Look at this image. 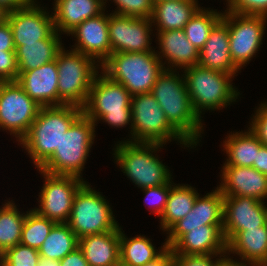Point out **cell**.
<instances>
[{
  "label": "cell",
  "mask_w": 267,
  "mask_h": 266,
  "mask_svg": "<svg viewBox=\"0 0 267 266\" xmlns=\"http://www.w3.org/2000/svg\"><path fill=\"white\" fill-rule=\"evenodd\" d=\"M179 72L164 69L154 83L151 93L170 125L196 148L204 131V123L202 124V119L193 109L184 74L180 75Z\"/></svg>",
  "instance_id": "1"
},
{
  "label": "cell",
  "mask_w": 267,
  "mask_h": 266,
  "mask_svg": "<svg viewBox=\"0 0 267 266\" xmlns=\"http://www.w3.org/2000/svg\"><path fill=\"white\" fill-rule=\"evenodd\" d=\"M82 114V108L76 105L41 107L19 145L25 148L27 155L39 169L59 147L63 134Z\"/></svg>",
  "instance_id": "2"
},
{
  "label": "cell",
  "mask_w": 267,
  "mask_h": 266,
  "mask_svg": "<svg viewBox=\"0 0 267 266\" xmlns=\"http://www.w3.org/2000/svg\"><path fill=\"white\" fill-rule=\"evenodd\" d=\"M114 157L117 166L138 188L145 189L172 182L168 166L160 161L155 153L165 144L118 141Z\"/></svg>",
  "instance_id": "3"
},
{
  "label": "cell",
  "mask_w": 267,
  "mask_h": 266,
  "mask_svg": "<svg viewBox=\"0 0 267 266\" xmlns=\"http://www.w3.org/2000/svg\"><path fill=\"white\" fill-rule=\"evenodd\" d=\"M95 127V122L82 113L63 134L53 155L37 170L84 179L81 171L94 144Z\"/></svg>",
  "instance_id": "4"
},
{
  "label": "cell",
  "mask_w": 267,
  "mask_h": 266,
  "mask_svg": "<svg viewBox=\"0 0 267 266\" xmlns=\"http://www.w3.org/2000/svg\"><path fill=\"white\" fill-rule=\"evenodd\" d=\"M164 69L155 51L112 53L101 65V71L132 96L150 93Z\"/></svg>",
  "instance_id": "5"
},
{
  "label": "cell",
  "mask_w": 267,
  "mask_h": 266,
  "mask_svg": "<svg viewBox=\"0 0 267 266\" xmlns=\"http://www.w3.org/2000/svg\"><path fill=\"white\" fill-rule=\"evenodd\" d=\"M131 98L132 95L121 83L111 80L101 71L93 81L82 113L96 126L101 120L114 128H123L131 123V133Z\"/></svg>",
  "instance_id": "6"
},
{
  "label": "cell",
  "mask_w": 267,
  "mask_h": 266,
  "mask_svg": "<svg viewBox=\"0 0 267 266\" xmlns=\"http://www.w3.org/2000/svg\"><path fill=\"white\" fill-rule=\"evenodd\" d=\"M184 71V72H183ZM193 109L200 118L202 111L227 108L239 99L240 92L233 86L234 76L194 65L182 70Z\"/></svg>",
  "instance_id": "7"
},
{
  "label": "cell",
  "mask_w": 267,
  "mask_h": 266,
  "mask_svg": "<svg viewBox=\"0 0 267 266\" xmlns=\"http://www.w3.org/2000/svg\"><path fill=\"white\" fill-rule=\"evenodd\" d=\"M64 47L56 56L59 106L82 108L101 66L92 58L72 49L66 51Z\"/></svg>",
  "instance_id": "8"
},
{
  "label": "cell",
  "mask_w": 267,
  "mask_h": 266,
  "mask_svg": "<svg viewBox=\"0 0 267 266\" xmlns=\"http://www.w3.org/2000/svg\"><path fill=\"white\" fill-rule=\"evenodd\" d=\"M132 131L129 142L161 143L176 140L181 147H193L170 125L165 113L150 93L137 94L131 98Z\"/></svg>",
  "instance_id": "9"
},
{
  "label": "cell",
  "mask_w": 267,
  "mask_h": 266,
  "mask_svg": "<svg viewBox=\"0 0 267 266\" xmlns=\"http://www.w3.org/2000/svg\"><path fill=\"white\" fill-rule=\"evenodd\" d=\"M100 193L85 182L74 196L67 224L79 239L120 229L109 202Z\"/></svg>",
  "instance_id": "10"
},
{
  "label": "cell",
  "mask_w": 267,
  "mask_h": 266,
  "mask_svg": "<svg viewBox=\"0 0 267 266\" xmlns=\"http://www.w3.org/2000/svg\"><path fill=\"white\" fill-rule=\"evenodd\" d=\"M41 107L17 81L0 82V129L9 131L18 143L28 132Z\"/></svg>",
  "instance_id": "11"
},
{
  "label": "cell",
  "mask_w": 267,
  "mask_h": 266,
  "mask_svg": "<svg viewBox=\"0 0 267 266\" xmlns=\"http://www.w3.org/2000/svg\"><path fill=\"white\" fill-rule=\"evenodd\" d=\"M222 12V19L228 24L230 55L241 70L261 48L267 17Z\"/></svg>",
  "instance_id": "12"
},
{
  "label": "cell",
  "mask_w": 267,
  "mask_h": 266,
  "mask_svg": "<svg viewBox=\"0 0 267 266\" xmlns=\"http://www.w3.org/2000/svg\"><path fill=\"white\" fill-rule=\"evenodd\" d=\"M44 184L39 193V206L32 208L40 216L56 224L67 223L76 192L86 182L75 176L53 175L39 170Z\"/></svg>",
  "instance_id": "13"
},
{
  "label": "cell",
  "mask_w": 267,
  "mask_h": 266,
  "mask_svg": "<svg viewBox=\"0 0 267 266\" xmlns=\"http://www.w3.org/2000/svg\"><path fill=\"white\" fill-rule=\"evenodd\" d=\"M152 22L147 18H133L108 14V33L111 54L117 52L155 51L151 47Z\"/></svg>",
  "instance_id": "14"
},
{
  "label": "cell",
  "mask_w": 267,
  "mask_h": 266,
  "mask_svg": "<svg viewBox=\"0 0 267 266\" xmlns=\"http://www.w3.org/2000/svg\"><path fill=\"white\" fill-rule=\"evenodd\" d=\"M223 213L224 196L217 187L204 197L198 195L192 210L167 231V247L171 248L184 234L198 227L223 225Z\"/></svg>",
  "instance_id": "15"
},
{
  "label": "cell",
  "mask_w": 267,
  "mask_h": 266,
  "mask_svg": "<svg viewBox=\"0 0 267 266\" xmlns=\"http://www.w3.org/2000/svg\"><path fill=\"white\" fill-rule=\"evenodd\" d=\"M37 3L8 12L7 21L13 33L15 48L24 43H37L46 39L54 30L52 12Z\"/></svg>",
  "instance_id": "16"
},
{
  "label": "cell",
  "mask_w": 267,
  "mask_h": 266,
  "mask_svg": "<svg viewBox=\"0 0 267 266\" xmlns=\"http://www.w3.org/2000/svg\"><path fill=\"white\" fill-rule=\"evenodd\" d=\"M265 202L247 196H224L223 234L228 242L238 231L267 223Z\"/></svg>",
  "instance_id": "17"
},
{
  "label": "cell",
  "mask_w": 267,
  "mask_h": 266,
  "mask_svg": "<svg viewBox=\"0 0 267 266\" xmlns=\"http://www.w3.org/2000/svg\"><path fill=\"white\" fill-rule=\"evenodd\" d=\"M105 13L104 10L100 15L86 19L67 34L76 38L72 50L92 58L100 66L111 55L108 13Z\"/></svg>",
  "instance_id": "18"
},
{
  "label": "cell",
  "mask_w": 267,
  "mask_h": 266,
  "mask_svg": "<svg viewBox=\"0 0 267 266\" xmlns=\"http://www.w3.org/2000/svg\"><path fill=\"white\" fill-rule=\"evenodd\" d=\"M221 183L217 188L223 196H247L263 201L267 199V176L254 167H222Z\"/></svg>",
  "instance_id": "19"
},
{
  "label": "cell",
  "mask_w": 267,
  "mask_h": 266,
  "mask_svg": "<svg viewBox=\"0 0 267 266\" xmlns=\"http://www.w3.org/2000/svg\"><path fill=\"white\" fill-rule=\"evenodd\" d=\"M156 33L160 51L156 50L155 53L165 69L182 71V69L198 65L199 51L187 39L183 29L157 31Z\"/></svg>",
  "instance_id": "20"
},
{
  "label": "cell",
  "mask_w": 267,
  "mask_h": 266,
  "mask_svg": "<svg viewBox=\"0 0 267 266\" xmlns=\"http://www.w3.org/2000/svg\"><path fill=\"white\" fill-rule=\"evenodd\" d=\"M17 83L42 107L59 106L56 60L18 75Z\"/></svg>",
  "instance_id": "21"
},
{
  "label": "cell",
  "mask_w": 267,
  "mask_h": 266,
  "mask_svg": "<svg viewBox=\"0 0 267 266\" xmlns=\"http://www.w3.org/2000/svg\"><path fill=\"white\" fill-rule=\"evenodd\" d=\"M198 65L237 76L239 69L234 65L229 49L228 24L221 19L211 30L203 48L199 51Z\"/></svg>",
  "instance_id": "22"
},
{
  "label": "cell",
  "mask_w": 267,
  "mask_h": 266,
  "mask_svg": "<svg viewBox=\"0 0 267 266\" xmlns=\"http://www.w3.org/2000/svg\"><path fill=\"white\" fill-rule=\"evenodd\" d=\"M174 254H227L223 225H204L184 234L172 247Z\"/></svg>",
  "instance_id": "23"
},
{
  "label": "cell",
  "mask_w": 267,
  "mask_h": 266,
  "mask_svg": "<svg viewBox=\"0 0 267 266\" xmlns=\"http://www.w3.org/2000/svg\"><path fill=\"white\" fill-rule=\"evenodd\" d=\"M237 254L239 262L248 265H267V223L259 228L238 231L227 242V255Z\"/></svg>",
  "instance_id": "24"
},
{
  "label": "cell",
  "mask_w": 267,
  "mask_h": 266,
  "mask_svg": "<svg viewBox=\"0 0 267 266\" xmlns=\"http://www.w3.org/2000/svg\"><path fill=\"white\" fill-rule=\"evenodd\" d=\"M54 28L59 34H68L88 18L100 15L104 10L102 0H54Z\"/></svg>",
  "instance_id": "25"
},
{
  "label": "cell",
  "mask_w": 267,
  "mask_h": 266,
  "mask_svg": "<svg viewBox=\"0 0 267 266\" xmlns=\"http://www.w3.org/2000/svg\"><path fill=\"white\" fill-rule=\"evenodd\" d=\"M79 248L90 266H109L120 261V229L79 239Z\"/></svg>",
  "instance_id": "26"
},
{
  "label": "cell",
  "mask_w": 267,
  "mask_h": 266,
  "mask_svg": "<svg viewBox=\"0 0 267 266\" xmlns=\"http://www.w3.org/2000/svg\"><path fill=\"white\" fill-rule=\"evenodd\" d=\"M198 0L153 1L152 26L156 31L180 30L201 8Z\"/></svg>",
  "instance_id": "27"
},
{
  "label": "cell",
  "mask_w": 267,
  "mask_h": 266,
  "mask_svg": "<svg viewBox=\"0 0 267 266\" xmlns=\"http://www.w3.org/2000/svg\"><path fill=\"white\" fill-rule=\"evenodd\" d=\"M60 35L54 30L46 39L39 40L37 43H24L17 46L15 55L19 74L56 60L58 52L64 45Z\"/></svg>",
  "instance_id": "28"
},
{
  "label": "cell",
  "mask_w": 267,
  "mask_h": 266,
  "mask_svg": "<svg viewBox=\"0 0 267 266\" xmlns=\"http://www.w3.org/2000/svg\"><path fill=\"white\" fill-rule=\"evenodd\" d=\"M227 154L226 166L253 167L257 151L263 146L258 137L248 127L246 131L229 133L222 144Z\"/></svg>",
  "instance_id": "29"
},
{
  "label": "cell",
  "mask_w": 267,
  "mask_h": 266,
  "mask_svg": "<svg viewBox=\"0 0 267 266\" xmlns=\"http://www.w3.org/2000/svg\"><path fill=\"white\" fill-rule=\"evenodd\" d=\"M122 230L120 226V261L125 266H144L157 259L168 248L167 244L163 243L157 250L145 235L128 238Z\"/></svg>",
  "instance_id": "30"
},
{
  "label": "cell",
  "mask_w": 267,
  "mask_h": 266,
  "mask_svg": "<svg viewBox=\"0 0 267 266\" xmlns=\"http://www.w3.org/2000/svg\"><path fill=\"white\" fill-rule=\"evenodd\" d=\"M199 193L188 184H174L169 192L165 210L160 217V229L167 232L193 208Z\"/></svg>",
  "instance_id": "31"
},
{
  "label": "cell",
  "mask_w": 267,
  "mask_h": 266,
  "mask_svg": "<svg viewBox=\"0 0 267 266\" xmlns=\"http://www.w3.org/2000/svg\"><path fill=\"white\" fill-rule=\"evenodd\" d=\"M79 247V238L67 223L53 226L49 235L38 249L40 257L62 260L67 254Z\"/></svg>",
  "instance_id": "32"
},
{
  "label": "cell",
  "mask_w": 267,
  "mask_h": 266,
  "mask_svg": "<svg viewBox=\"0 0 267 266\" xmlns=\"http://www.w3.org/2000/svg\"><path fill=\"white\" fill-rule=\"evenodd\" d=\"M0 206V255L7 249L20 244L22 226L26 213L18 211L13 200Z\"/></svg>",
  "instance_id": "33"
},
{
  "label": "cell",
  "mask_w": 267,
  "mask_h": 266,
  "mask_svg": "<svg viewBox=\"0 0 267 266\" xmlns=\"http://www.w3.org/2000/svg\"><path fill=\"white\" fill-rule=\"evenodd\" d=\"M223 13L217 9L201 7L184 26L187 39L200 51L213 27L222 19Z\"/></svg>",
  "instance_id": "34"
},
{
  "label": "cell",
  "mask_w": 267,
  "mask_h": 266,
  "mask_svg": "<svg viewBox=\"0 0 267 266\" xmlns=\"http://www.w3.org/2000/svg\"><path fill=\"white\" fill-rule=\"evenodd\" d=\"M56 223L40 216L35 210L26 211L20 244L39 249Z\"/></svg>",
  "instance_id": "35"
},
{
  "label": "cell",
  "mask_w": 267,
  "mask_h": 266,
  "mask_svg": "<svg viewBox=\"0 0 267 266\" xmlns=\"http://www.w3.org/2000/svg\"><path fill=\"white\" fill-rule=\"evenodd\" d=\"M39 258L37 249L17 244L0 255V266H37Z\"/></svg>",
  "instance_id": "36"
},
{
  "label": "cell",
  "mask_w": 267,
  "mask_h": 266,
  "mask_svg": "<svg viewBox=\"0 0 267 266\" xmlns=\"http://www.w3.org/2000/svg\"><path fill=\"white\" fill-rule=\"evenodd\" d=\"M105 0L104 8L106 10L107 2ZM111 1V0H110ZM116 4L114 14L150 19L153 13V0H113Z\"/></svg>",
  "instance_id": "37"
},
{
  "label": "cell",
  "mask_w": 267,
  "mask_h": 266,
  "mask_svg": "<svg viewBox=\"0 0 267 266\" xmlns=\"http://www.w3.org/2000/svg\"><path fill=\"white\" fill-rule=\"evenodd\" d=\"M174 184L175 183L172 181L171 183H167L165 185L142 189L143 193L146 195L144 198L146 200L145 203L148 201L146 204L151 205L148 207H152L151 212L156 214L155 216H162L166 207L170 189Z\"/></svg>",
  "instance_id": "38"
},
{
  "label": "cell",
  "mask_w": 267,
  "mask_h": 266,
  "mask_svg": "<svg viewBox=\"0 0 267 266\" xmlns=\"http://www.w3.org/2000/svg\"><path fill=\"white\" fill-rule=\"evenodd\" d=\"M228 12L267 17V0H225Z\"/></svg>",
  "instance_id": "39"
},
{
  "label": "cell",
  "mask_w": 267,
  "mask_h": 266,
  "mask_svg": "<svg viewBox=\"0 0 267 266\" xmlns=\"http://www.w3.org/2000/svg\"><path fill=\"white\" fill-rule=\"evenodd\" d=\"M226 255L227 254L184 255L173 253V266H217Z\"/></svg>",
  "instance_id": "40"
},
{
  "label": "cell",
  "mask_w": 267,
  "mask_h": 266,
  "mask_svg": "<svg viewBox=\"0 0 267 266\" xmlns=\"http://www.w3.org/2000/svg\"><path fill=\"white\" fill-rule=\"evenodd\" d=\"M18 75L15 51L0 50V82L16 81Z\"/></svg>",
  "instance_id": "41"
},
{
  "label": "cell",
  "mask_w": 267,
  "mask_h": 266,
  "mask_svg": "<svg viewBox=\"0 0 267 266\" xmlns=\"http://www.w3.org/2000/svg\"><path fill=\"white\" fill-rule=\"evenodd\" d=\"M249 124L251 131L264 146H267V101L259 104Z\"/></svg>",
  "instance_id": "42"
},
{
  "label": "cell",
  "mask_w": 267,
  "mask_h": 266,
  "mask_svg": "<svg viewBox=\"0 0 267 266\" xmlns=\"http://www.w3.org/2000/svg\"><path fill=\"white\" fill-rule=\"evenodd\" d=\"M0 50L15 51L13 33L7 20L0 23Z\"/></svg>",
  "instance_id": "43"
},
{
  "label": "cell",
  "mask_w": 267,
  "mask_h": 266,
  "mask_svg": "<svg viewBox=\"0 0 267 266\" xmlns=\"http://www.w3.org/2000/svg\"><path fill=\"white\" fill-rule=\"evenodd\" d=\"M60 266H90L85 259L81 249L78 247L69 254H67L62 260H60Z\"/></svg>",
  "instance_id": "44"
},
{
  "label": "cell",
  "mask_w": 267,
  "mask_h": 266,
  "mask_svg": "<svg viewBox=\"0 0 267 266\" xmlns=\"http://www.w3.org/2000/svg\"><path fill=\"white\" fill-rule=\"evenodd\" d=\"M253 167L267 176V146H262L257 151L256 161L253 162Z\"/></svg>",
  "instance_id": "45"
},
{
  "label": "cell",
  "mask_w": 267,
  "mask_h": 266,
  "mask_svg": "<svg viewBox=\"0 0 267 266\" xmlns=\"http://www.w3.org/2000/svg\"><path fill=\"white\" fill-rule=\"evenodd\" d=\"M144 266H173V252L167 248L157 259Z\"/></svg>",
  "instance_id": "46"
},
{
  "label": "cell",
  "mask_w": 267,
  "mask_h": 266,
  "mask_svg": "<svg viewBox=\"0 0 267 266\" xmlns=\"http://www.w3.org/2000/svg\"><path fill=\"white\" fill-rule=\"evenodd\" d=\"M29 0H0V6L7 12L15 11L30 4Z\"/></svg>",
  "instance_id": "47"
},
{
  "label": "cell",
  "mask_w": 267,
  "mask_h": 266,
  "mask_svg": "<svg viewBox=\"0 0 267 266\" xmlns=\"http://www.w3.org/2000/svg\"><path fill=\"white\" fill-rule=\"evenodd\" d=\"M232 258V259H231ZM217 266H245L239 262V260L233 259L230 255H226L218 264Z\"/></svg>",
  "instance_id": "48"
},
{
  "label": "cell",
  "mask_w": 267,
  "mask_h": 266,
  "mask_svg": "<svg viewBox=\"0 0 267 266\" xmlns=\"http://www.w3.org/2000/svg\"><path fill=\"white\" fill-rule=\"evenodd\" d=\"M37 266H60V260L40 257Z\"/></svg>",
  "instance_id": "49"
},
{
  "label": "cell",
  "mask_w": 267,
  "mask_h": 266,
  "mask_svg": "<svg viewBox=\"0 0 267 266\" xmlns=\"http://www.w3.org/2000/svg\"><path fill=\"white\" fill-rule=\"evenodd\" d=\"M8 12L0 6V23L7 19Z\"/></svg>",
  "instance_id": "50"
},
{
  "label": "cell",
  "mask_w": 267,
  "mask_h": 266,
  "mask_svg": "<svg viewBox=\"0 0 267 266\" xmlns=\"http://www.w3.org/2000/svg\"><path fill=\"white\" fill-rule=\"evenodd\" d=\"M109 266H125L121 261L115 263V264H112V265H109Z\"/></svg>",
  "instance_id": "51"
},
{
  "label": "cell",
  "mask_w": 267,
  "mask_h": 266,
  "mask_svg": "<svg viewBox=\"0 0 267 266\" xmlns=\"http://www.w3.org/2000/svg\"><path fill=\"white\" fill-rule=\"evenodd\" d=\"M31 3H37V0H29Z\"/></svg>",
  "instance_id": "52"
},
{
  "label": "cell",
  "mask_w": 267,
  "mask_h": 266,
  "mask_svg": "<svg viewBox=\"0 0 267 266\" xmlns=\"http://www.w3.org/2000/svg\"><path fill=\"white\" fill-rule=\"evenodd\" d=\"M153 1H169V0H153ZM174 1H179V0H174Z\"/></svg>",
  "instance_id": "53"
},
{
  "label": "cell",
  "mask_w": 267,
  "mask_h": 266,
  "mask_svg": "<svg viewBox=\"0 0 267 266\" xmlns=\"http://www.w3.org/2000/svg\"><path fill=\"white\" fill-rule=\"evenodd\" d=\"M248 266H267V265H248Z\"/></svg>",
  "instance_id": "54"
}]
</instances>
